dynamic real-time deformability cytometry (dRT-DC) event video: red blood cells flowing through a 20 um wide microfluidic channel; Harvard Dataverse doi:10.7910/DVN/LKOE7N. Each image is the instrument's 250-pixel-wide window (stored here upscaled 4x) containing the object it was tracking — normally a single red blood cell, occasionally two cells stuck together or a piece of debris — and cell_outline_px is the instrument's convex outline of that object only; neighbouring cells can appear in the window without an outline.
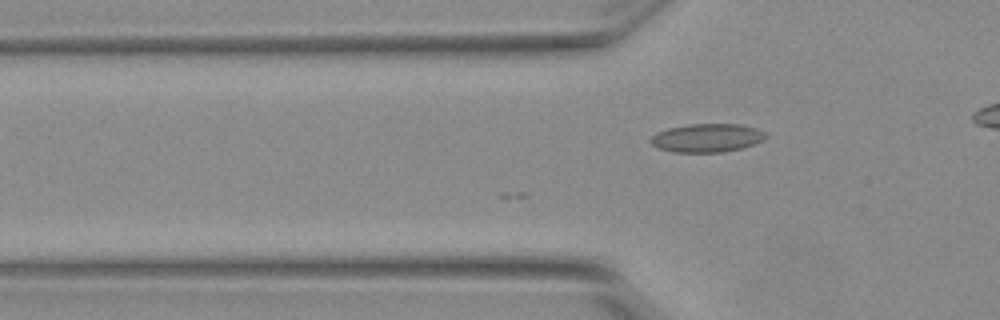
{"species": "Egyptian fruit bat (a non-hibernating species)", "species_latin": "Rousettus aegyptiacus", "temperature_condition": "warm", "stored_images_in_passage": 4, "camera_frame_rate_fps": 3000, "um_per_image_px": 0.085, "animal": {"sex": "female"}, "frame": {"image": 1, "passage_image": 4, "time_ms": 1.0, "image_size_px": [1000, 320], "cell_outline_px": [[768, 136], [744, 148], [720, 152], [672, 152], [660, 148], [652, 144], [648, 140], [656, 132], [668, 128], [688, 124], [740, 124], [756, 128], [764, 132]], "centroid_in_image_um": [60.06, 11.71], "position_along_channel_um": 65.7, "area_um2": 19.02}}